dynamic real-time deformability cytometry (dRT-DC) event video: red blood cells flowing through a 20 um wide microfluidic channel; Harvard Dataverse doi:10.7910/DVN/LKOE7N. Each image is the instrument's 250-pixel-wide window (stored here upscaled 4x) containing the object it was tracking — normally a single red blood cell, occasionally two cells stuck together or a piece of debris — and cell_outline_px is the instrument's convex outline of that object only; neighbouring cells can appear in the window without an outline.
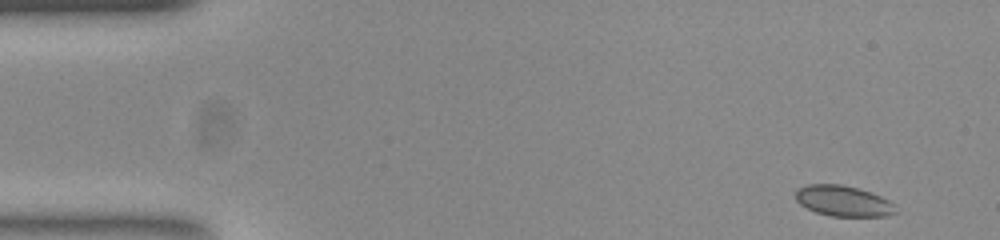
{"species": "common noctule bat (a hibernating species)", "species_latin": "Nyctalus noctula", "temperature_condition": "room temperature", "stored_images_in_passage": 51, "camera_frame_rate_fps": 3000, "um_per_image_px": 0.085, "animal": {"sex": "female", "body_mass_g": 23.0, "forearm_length_mm": 53.4}, "frame": {"image": 1, "passage_image": 1, "time_ms": 0.0, "image_size_px": [1000, 240], "cell_outline_px": [[896, 212], [884, 216], [832, 216], [816, 212], [800, 204], [796, 200], [796, 188], [808, 184], [840, 184], [856, 188], [880, 196], [888, 200], [892, 204]], "centroid_in_image_um": [71.62, 17.07], "position_along_channel_um": 13.4, "area_um2": 17.57}}
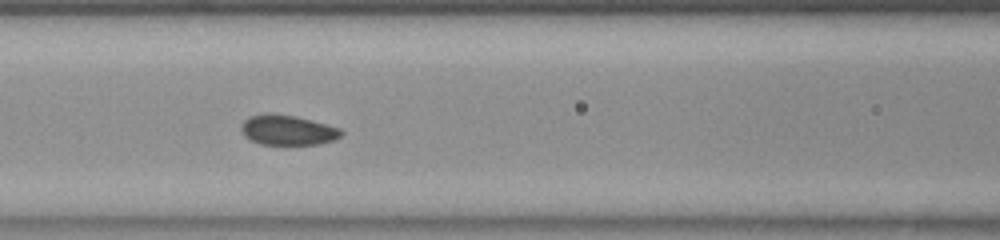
{"frame": {"image": 2, "passage_image": 20, "time_ms": 6.333, "image_size_px": [1000, 240], "cell_outline_px": [[344, 132], [336, 140], [320, 144], [260, 144], [248, 140], [244, 136], [240, 128], [240, 124], [248, 116], [268, 112], [296, 116], [312, 120], [340, 128]], "centroid_in_image_um": [24.42, 11.05], "position_along_channel_um": 142.2, "area_um2": 17.86}}
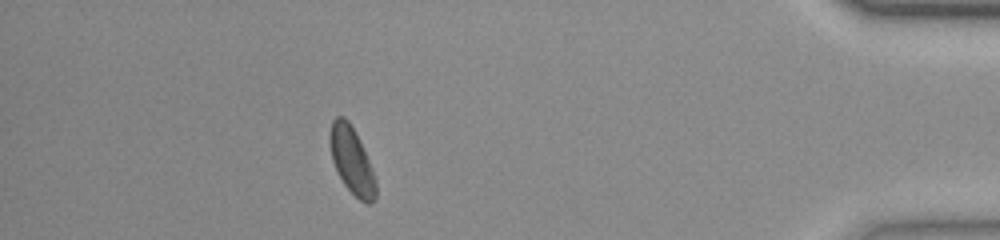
{"frame": {"image": 3, "passage_image": 45, "time_ms": 14.667, "image_size_px": [1000, 240], "cell_outline_px": [[376, 196], [372, 204], [368, 204], [360, 200], [344, 184], [332, 160], [328, 140], [328, 136], [332, 120], [336, 116], [344, 116], [348, 120], [356, 132], [360, 140], [372, 168], [376, 180]], "centroid_in_image_um": [29.89, 13.61], "position_along_channel_um": 405.3, "area_um2": 17.98}, "authors_computed_cell_mechanics": {"area_um2": 17.7446, "velocity_mm_per_s": 3.8059, "shape_relaxation_time_tau1_ms": 6.5423, "shape_relaxation_time_tau2_ms": 2.8686, "deformation_change_tau1": 0.1356, "deformation_change_tau2": 0.0478}}